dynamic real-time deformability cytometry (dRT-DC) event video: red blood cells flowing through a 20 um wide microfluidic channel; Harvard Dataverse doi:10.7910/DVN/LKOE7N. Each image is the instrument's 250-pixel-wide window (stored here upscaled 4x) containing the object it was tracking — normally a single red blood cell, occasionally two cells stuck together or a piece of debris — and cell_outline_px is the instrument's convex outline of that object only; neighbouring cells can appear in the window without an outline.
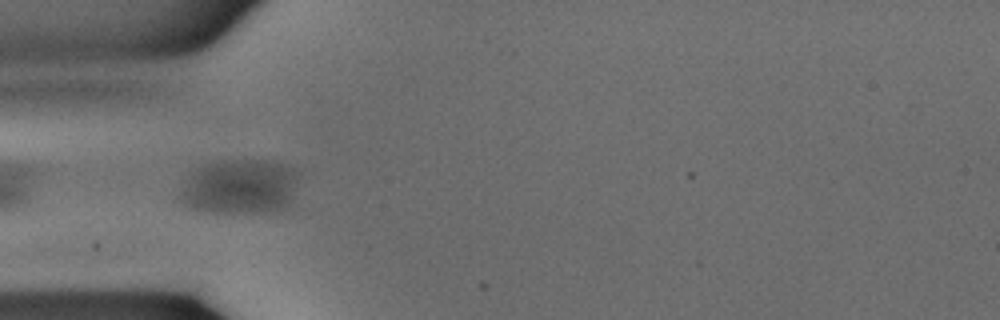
{"species": "common noctule bat (a hibernating species)", "species_latin": "Nyctalus noctula", "temperature_condition": "warm", "stored_images_in_passage": 3, "camera_frame_rate_fps": 3000, "um_per_image_px": 0.085, "animal": {"sex": "male", "body_mass_g": 15.6}, "frame": {"image": 1, "passage_image": 1, "time_ms": 0.0, "image_size_px": [1000, 320], "cell_outline_px": [[300, 172], [288, 204], [280, 208], [264, 212], [212, 212], [196, 208], [188, 204], [184, 196], [184, 192], [196, 168], [208, 164], [248, 160], [264, 160], [280, 164], [292, 168]], "centroid_in_image_um": [20.51, 15.86], "position_along_channel_um": 64.5, "area_um2": 35.84}}